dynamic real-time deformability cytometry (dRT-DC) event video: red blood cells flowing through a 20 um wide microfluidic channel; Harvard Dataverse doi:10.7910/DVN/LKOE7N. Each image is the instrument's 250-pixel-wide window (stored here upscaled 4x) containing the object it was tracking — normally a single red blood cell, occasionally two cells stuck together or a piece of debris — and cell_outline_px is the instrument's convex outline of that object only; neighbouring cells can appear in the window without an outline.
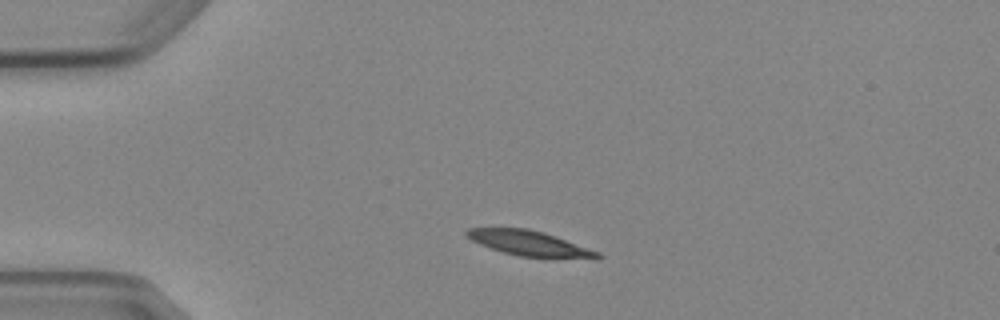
{"species": "Egyptian fruit bat (a non-hibernating species)", "species_latin": "Rousettus aegyptiacus", "temperature_condition": "cold", "stored_images_in_passage": 2, "camera_frame_rate_fps": 3000, "um_per_image_px": 0.085, "animal": {"sex": "female"}, "frame": {"image": 1, "passage_image": 1, "time_ms": 0.0, "image_size_px": [1000, 320], "cell_outline_px": [[604, 256], [600, 260], [596, 260], [520, 256], [504, 252], [480, 244], [472, 240], [464, 232], [468, 228], [528, 228], [544, 232], [556, 236], [600, 252]], "centroid_in_image_um": [45.14, 20.7], "position_along_channel_um": 39.9, "area_um2": 19.36}}